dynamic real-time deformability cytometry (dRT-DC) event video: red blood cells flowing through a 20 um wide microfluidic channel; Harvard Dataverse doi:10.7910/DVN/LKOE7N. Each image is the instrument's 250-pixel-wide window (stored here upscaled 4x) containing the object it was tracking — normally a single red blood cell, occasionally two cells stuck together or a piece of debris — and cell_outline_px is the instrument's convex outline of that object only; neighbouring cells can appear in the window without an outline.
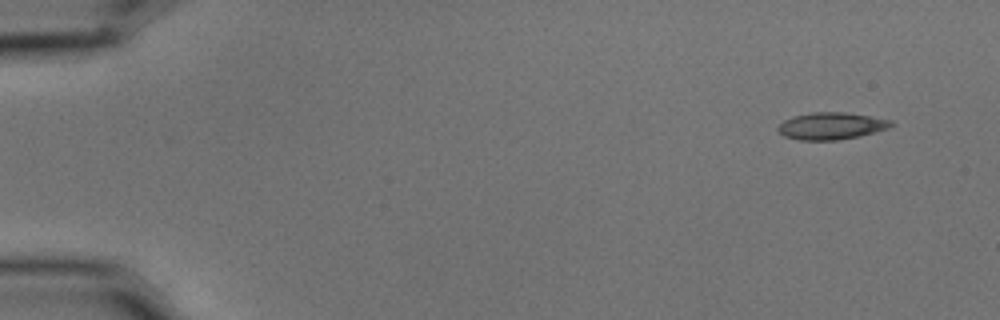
{"species": "common noctule bat (a hibernating species)", "species_latin": "Nyctalus noctula", "temperature_condition": "cold", "stored_images_in_passage": 53, "camera_frame_rate_fps": 3000, "um_per_image_px": 0.085, "animal": {"sex": "male", "body_mass_g": 15.6}, "frame": {"image": 1, "passage_image": 1, "time_ms": 0.0, "image_size_px": [1000, 320], "cell_outline_px": [[896, 124], [888, 128], [860, 136], [836, 140], [800, 140], [784, 136], [776, 128], [784, 120], [796, 116], [812, 112], [844, 112], [892, 120]], "centroid_in_image_um": [70.67, 10.71], "position_along_channel_um": 14.3, "area_um2": 17.69}}
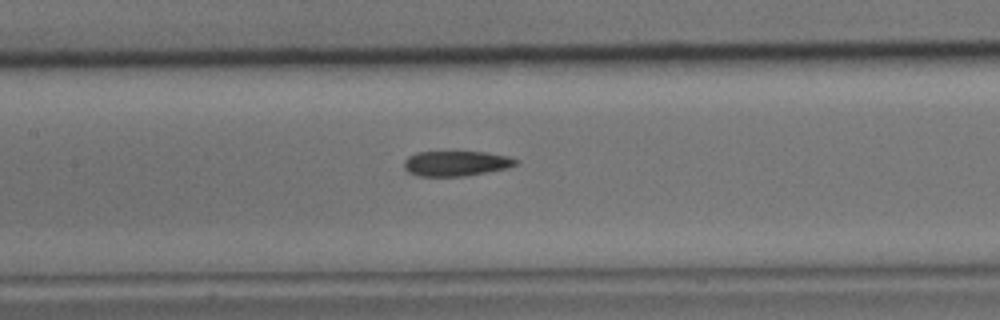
{"frame": {"image": 2, "passage_image": 24, "time_ms": 7.667, "image_size_px": [1000, 320], "cell_outline_px": [[520, 160], [516, 164], [508, 168], [464, 176], [416, 176], [408, 172], [404, 168], [404, 160], [408, 156], [416, 152], [484, 152], [508, 156]], "centroid_in_image_um": [38.75, 13.89], "position_along_channel_um": 168.7, "area_um2": 16.42}}
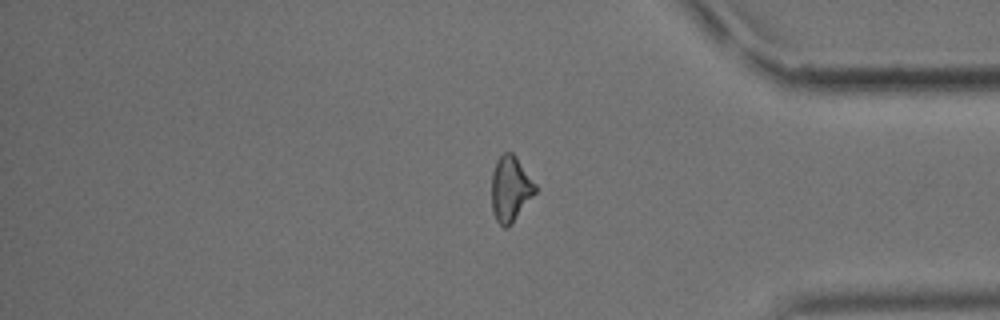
{"frame": {"image": 3, "passage_image": 44, "time_ms": 14.333, "image_size_px": [1000, 320], "cell_outline_px": [[536, 192], [512, 224], [508, 228], [504, 228], [496, 220], [492, 212], [492, 172], [496, 160], [504, 152], [512, 152], [516, 156], [536, 184]], "centroid_in_image_um": [43.38, 16.06], "position_along_channel_um": 391.8, "area_um2": 16.76}, "authors_computed_cell_mechanics": {"area_um2": 17.2244, "velocity_mm_per_s": 3.6001, "shape_relaxation_time_tau1_ms": 6.6296, "shape_relaxation_time_tau2_ms": 3.9367, "deformation_change_tau1": 0.1689, "deformation_change_tau2": 0.1178}}